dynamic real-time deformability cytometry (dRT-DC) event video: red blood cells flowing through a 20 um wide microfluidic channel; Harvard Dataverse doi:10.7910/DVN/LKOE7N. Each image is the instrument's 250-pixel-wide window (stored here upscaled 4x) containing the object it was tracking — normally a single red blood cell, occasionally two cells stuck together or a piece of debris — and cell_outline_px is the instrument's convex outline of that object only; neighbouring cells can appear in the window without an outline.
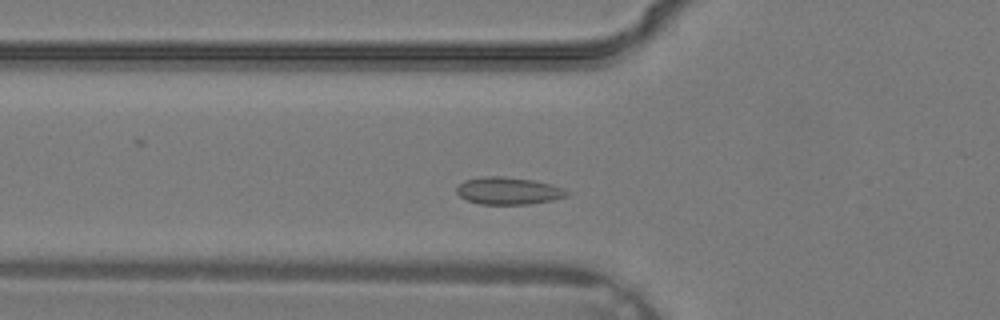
{"species": "common noctule bat (a hibernating species)", "species_latin": "Nyctalus noctula", "temperature_condition": "warm", "stored_images_in_passage": 30, "camera_frame_rate_fps": 3000, "um_per_image_px": 0.085, "animal": {"sex": "male", "body_mass_g": 19.2, "forearm_length_mm": 51.8}, "frame": {"image": 1, "passage_image": 7, "time_ms": 2.0, "image_size_px": [1000, 320], "cell_outline_px": [[572, 192], [568, 196], [552, 200], [528, 204], [480, 204], [468, 200], [460, 196], [456, 192], [456, 188], [464, 180], [480, 176], [504, 176], [532, 180], [552, 184], [564, 188]], "centroid_in_image_um": [43.24, 16.21], "position_along_channel_um": 82.6, "area_um2": 17.69}}
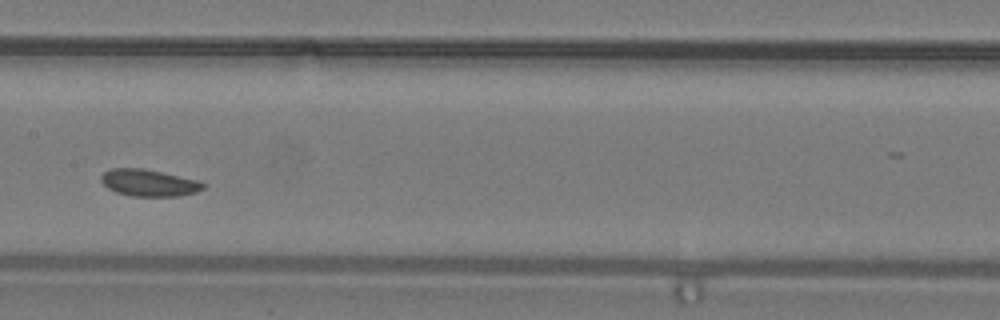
{"frame": {"image": 2, "passage_image": 13, "time_ms": 4.0, "image_size_px": [1000, 320], "cell_outline_px": [[204, 188], [196, 192], [176, 196], [132, 196], [116, 192], [108, 188], [100, 180], [100, 176], [104, 172], [112, 168], [144, 168], [196, 180], [204, 184]], "centroid_in_image_um": [12.61, 15.53], "position_along_channel_um": 194.8, "area_um2": 15.78}}
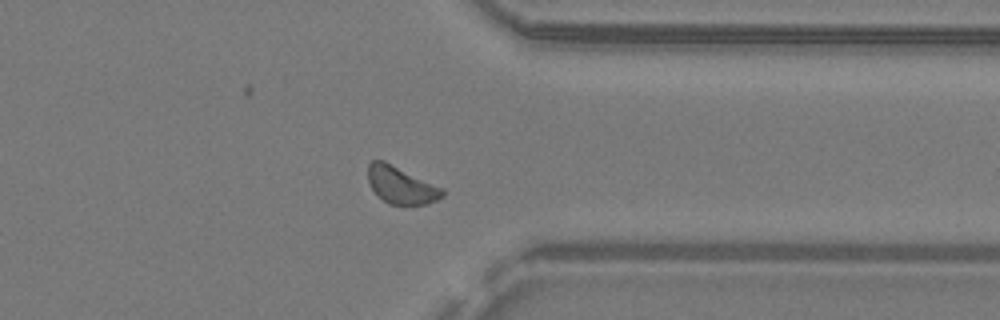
{"frame": {"image": 3, "passage_image": 23, "time_ms": 7.333, "image_size_px": [1000, 320], "cell_outline_px": [[444, 196], [428, 204], [388, 204], [372, 188], [368, 180], [368, 164], [372, 160], [384, 160], [444, 188]], "centroid_in_image_um": [34.11, 15.72], "position_along_channel_um": 377.3, "area_um2": 16.07}}